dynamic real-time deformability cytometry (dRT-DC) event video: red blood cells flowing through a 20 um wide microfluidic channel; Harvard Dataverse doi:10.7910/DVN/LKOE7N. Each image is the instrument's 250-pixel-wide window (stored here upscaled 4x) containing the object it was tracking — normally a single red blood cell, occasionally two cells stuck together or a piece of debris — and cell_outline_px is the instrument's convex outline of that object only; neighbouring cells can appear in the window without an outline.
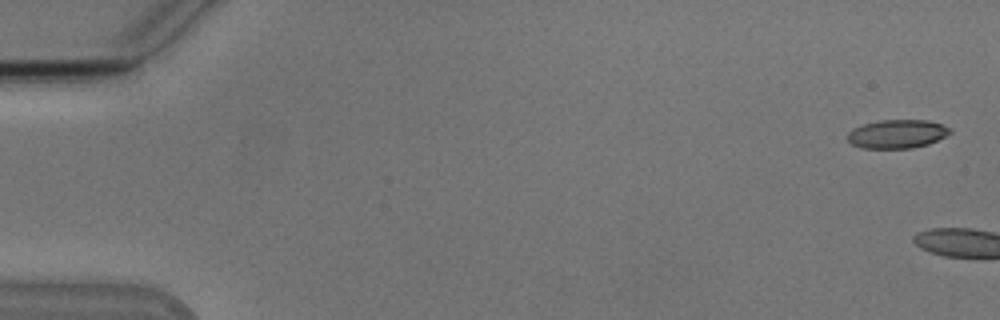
{"species": "Egyptian fruit bat (a non-hibernating species)", "species_latin": "Rousettus aegyptiacus", "temperature_condition": "cold", "stored_images_in_passage": 15, "camera_frame_rate_fps": 3000, "um_per_image_px": 0.085, "animal": {"sex": "male"}, "frame": {"image": 1, "passage_image": 1, "time_ms": 0.0, "image_size_px": [1000, 320], "cell_outline_px": [[952, 132], [928, 144], [912, 148], [864, 148], [852, 144], [848, 140], [848, 132], [852, 128], [864, 124], [880, 120], [928, 120], [952, 128]], "centroid_in_image_um": [76.25, 11.38], "position_along_channel_um": 8.7, "area_um2": 16.99}}